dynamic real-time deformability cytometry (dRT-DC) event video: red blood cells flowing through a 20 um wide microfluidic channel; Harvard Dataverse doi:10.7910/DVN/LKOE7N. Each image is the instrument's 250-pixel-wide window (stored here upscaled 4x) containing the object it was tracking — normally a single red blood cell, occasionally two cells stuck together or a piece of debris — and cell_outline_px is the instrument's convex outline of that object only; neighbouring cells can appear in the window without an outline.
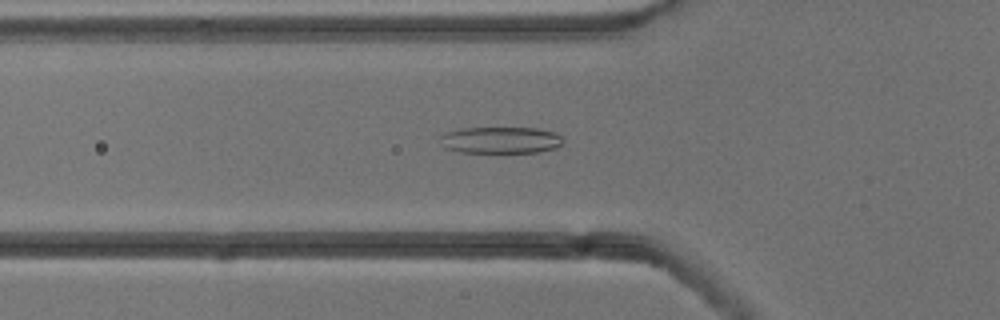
{"species": "common noctule bat (a hibernating species)", "species_latin": "Nyctalus noctula", "temperature_condition": "cold", "stored_images_in_passage": 52, "camera_frame_rate_fps": 3000, "um_per_image_px": 0.085, "animal": {"sex": "male", "body_mass_g": 13.3}, "frame": {"image": 1, "passage_image": 17, "time_ms": 5.333, "image_size_px": [1000, 320], "cell_outline_px": [[564, 144], [556, 148], [540, 152], [460, 152], [448, 148], [440, 136], [444, 132], [464, 128], [536, 128], [552, 132], [560, 136], [564, 140]], "centroid_in_image_um": [42.62, 11.9], "position_along_channel_um": 83.2, "area_um2": 18.84}}
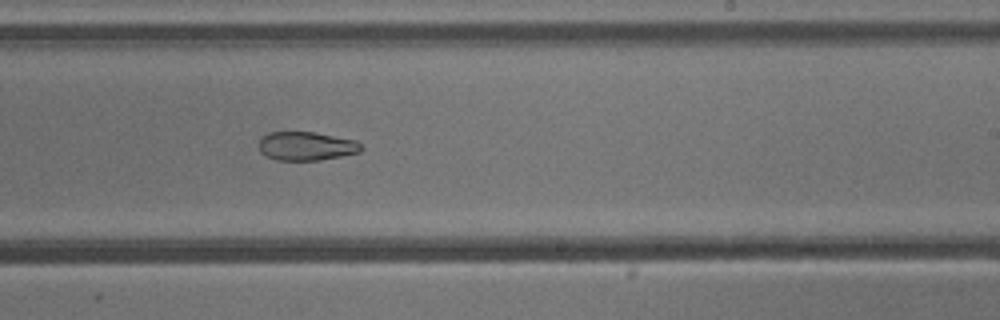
{"frame": {"image": 2, "passage_image": 31, "time_ms": 10.0, "image_size_px": [1000, 320], "cell_outline_px": [[364, 148], [360, 152], [320, 160], [276, 160], [260, 152], [260, 136], [268, 132], [316, 132], [356, 140]], "centroid_in_image_um": [26.04, 12.41], "position_along_channel_um": 263.0, "area_um2": 17.17}}
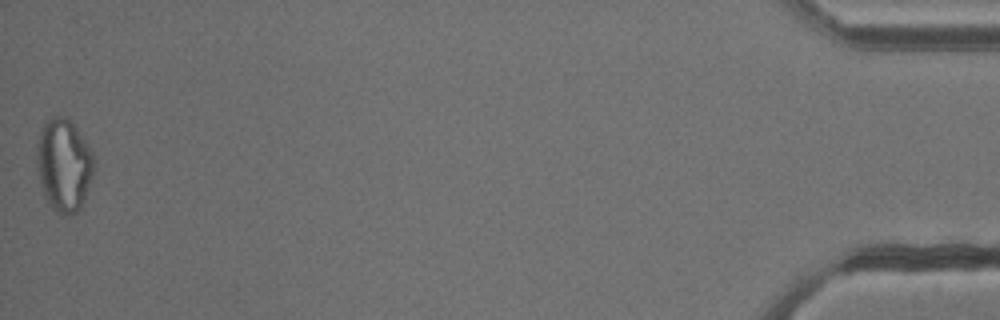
{"frame": {"image": 3, "passage_image": 52, "time_ms": 17.0, "image_size_px": [1000, 320], "cell_outline_px": [[96, 160], [92, 176], [84, 200], [80, 208], [76, 212], [56, 212], [52, 208], [44, 196], [36, 168], [36, 144], [44, 120], [52, 116], [68, 116], [92, 152]], "centroid_in_image_um": [5.4, 13.96], "position_along_channel_um": 429.8, "area_um2": 30.98}, "authors_computed_cell_mechanics": {"area_um2": 22.3108, "velocity_mm_per_s": 3.8245, "shape_relaxation_time_tau1_ms": null, "shape_relaxation_time_tau2_ms": 5.9221, "deformation_change_tau1": null, "deformation_change_tau2": 0.1387}}